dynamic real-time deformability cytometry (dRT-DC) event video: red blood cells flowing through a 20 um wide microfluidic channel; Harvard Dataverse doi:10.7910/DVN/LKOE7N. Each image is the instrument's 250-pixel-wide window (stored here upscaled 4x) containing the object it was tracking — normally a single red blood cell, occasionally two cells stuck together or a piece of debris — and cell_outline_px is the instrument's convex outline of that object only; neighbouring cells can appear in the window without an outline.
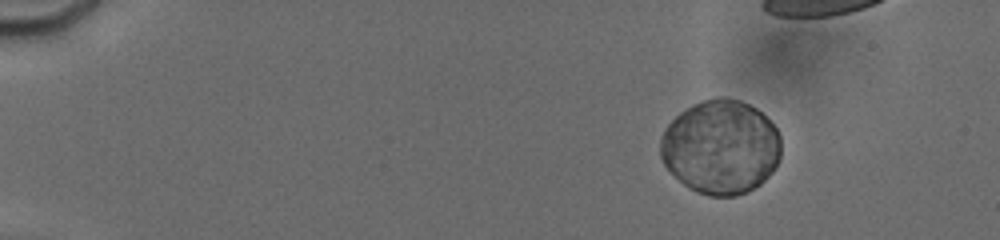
{"species": "human", "species_latin": "Homo sapiens", "temperature_condition": "cold", "stored_images_in_passage": 24, "camera_frame_rate_fps": 3000, "um_per_image_px": 0.085, "donor": {"sex": "male"}, "frame": {"image": 1, "passage_image": 8, "time_ms": 3.0, "image_size_px": [1000, 240], "cell_outline_px": [[780, 160], [772, 172], [760, 184], [736, 196], [708, 196], [696, 192], [684, 184], [664, 164], [660, 156], [660, 140], [668, 124], [680, 112], [692, 104], [704, 100], [720, 96], [724, 96], [740, 100], [756, 108], [776, 128], [780, 136]], "centroid_in_image_um": [61.26, 12.49], "position_along_channel_um": 23.7, "area_um2": 66.12}}
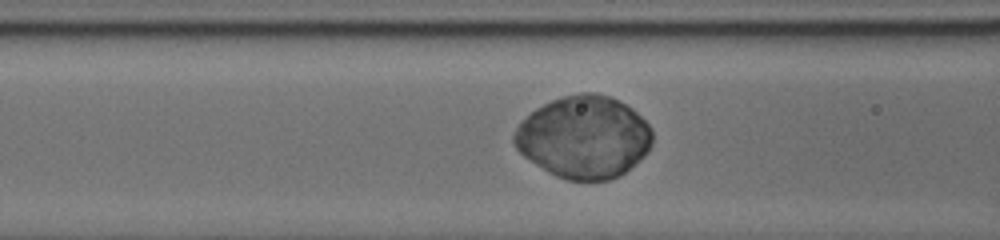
{"frame": {"image": 2, "passage_image": 20, "time_ms": 8.667, "image_size_px": [1000, 240], "cell_outline_px": [[652, 144], [644, 156], [624, 172], [608, 180], [568, 180], [556, 176], [548, 172], [524, 156], [516, 148], [512, 140], [512, 136], [516, 128], [536, 108], [552, 100], [564, 96], [580, 92], [596, 92], [608, 96], [632, 108], [652, 128]], "centroid_in_image_um": [49.63, 11.65], "position_along_channel_um": 117.0, "area_um2": 65.83}}
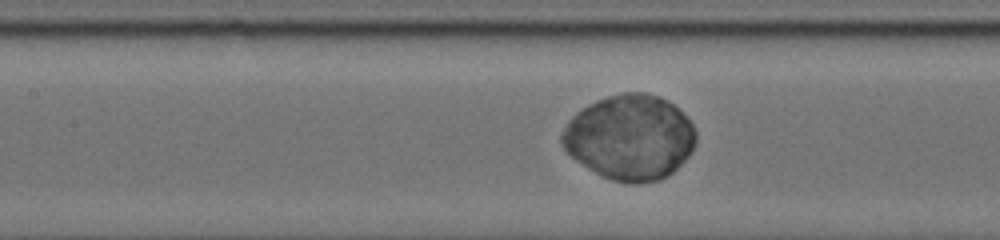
{"frame": {"image": 3, "passage_image": 22, "time_ms": 9.667, "image_size_px": [1000, 240], "cell_outline_px": [[696, 140], [688, 156], [672, 172], [660, 180], [640, 184], [632, 184], [612, 180], [600, 176], [576, 160], [564, 148], [560, 140], [560, 136], [568, 120], [576, 112], [596, 100], [608, 96], [624, 92], [644, 92], [660, 96], [668, 100], [692, 124], [696, 132]], "centroid_in_image_um": [53.52, 11.68], "position_along_channel_um": 153.9, "area_um2": 66.35}}